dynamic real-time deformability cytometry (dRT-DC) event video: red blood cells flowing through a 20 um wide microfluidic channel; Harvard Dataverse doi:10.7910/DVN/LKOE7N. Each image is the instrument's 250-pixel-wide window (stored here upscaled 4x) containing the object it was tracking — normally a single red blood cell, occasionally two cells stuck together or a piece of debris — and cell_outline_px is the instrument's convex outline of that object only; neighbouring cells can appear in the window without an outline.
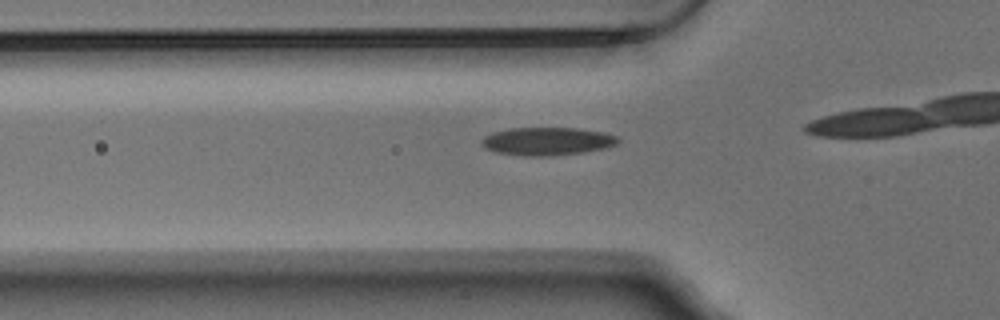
{"species": "Egyptian fruit bat (a non-hibernating species)", "species_latin": "Rousettus aegyptiacus", "temperature_condition": "warm", "stored_images_in_passage": 33, "camera_frame_rate_fps": 3000, "um_per_image_px": 0.085, "animal": {"sex": "male"}, "frame": {"image": 1, "passage_image": 9, "time_ms": 2.667, "image_size_px": [1000, 320], "cell_outline_px": [[620, 140], [616, 144], [604, 148], [584, 152], [552, 156], [524, 156], [496, 152], [480, 144], [480, 140], [484, 136], [492, 132], [512, 128], [576, 128], [604, 132], [616, 136]], "centroid_in_image_um": [46.5, 12.01], "position_along_channel_um": 79.3, "area_um2": 22.25}}
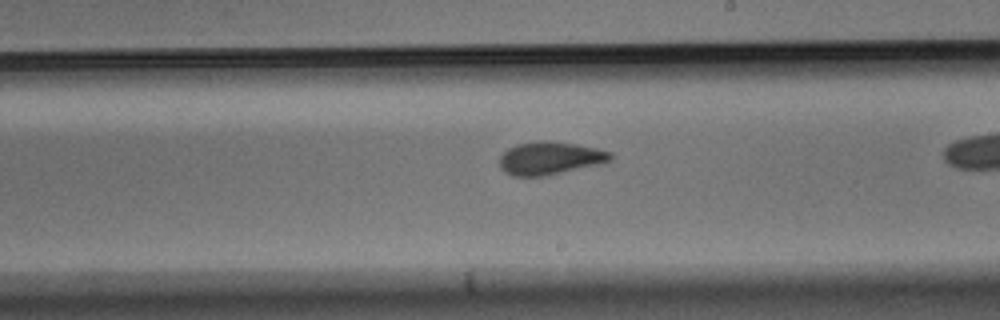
{"frame": {"image": 2, "passage_image": 22, "time_ms": 7.0, "image_size_px": [1000, 320], "cell_outline_px": [[612, 160], [600, 164], [544, 176], [512, 176], [504, 172], [500, 168], [500, 156], [508, 148], [516, 144], [540, 140], [552, 140], [576, 144], [596, 148], [612, 152]], "centroid_in_image_um": [46.74, 13.43], "position_along_channel_um": 242.3, "area_um2": 21.44}}
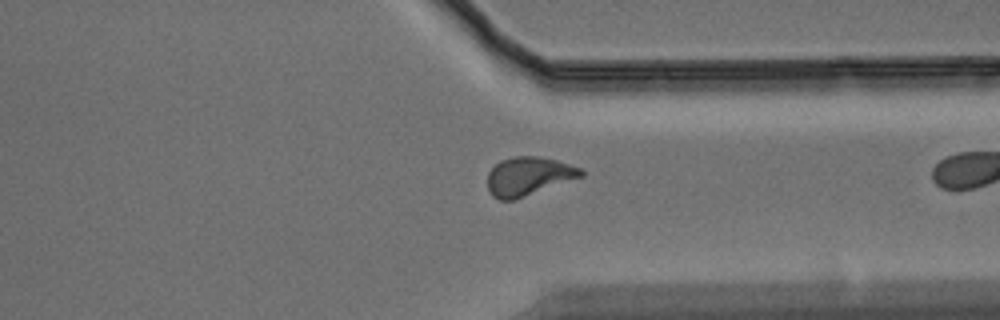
{"frame": {"image": 3, "passage_image": 32, "time_ms": 10.333, "image_size_px": [1000, 320], "cell_outline_px": [[584, 176], [512, 200], [500, 200], [492, 196], [488, 192], [488, 172], [500, 160], [516, 156], [536, 156], [556, 160], [584, 168]], "centroid_in_image_um": [44.93, 14.97], "position_along_channel_um": 366.5, "area_um2": 20.98}}